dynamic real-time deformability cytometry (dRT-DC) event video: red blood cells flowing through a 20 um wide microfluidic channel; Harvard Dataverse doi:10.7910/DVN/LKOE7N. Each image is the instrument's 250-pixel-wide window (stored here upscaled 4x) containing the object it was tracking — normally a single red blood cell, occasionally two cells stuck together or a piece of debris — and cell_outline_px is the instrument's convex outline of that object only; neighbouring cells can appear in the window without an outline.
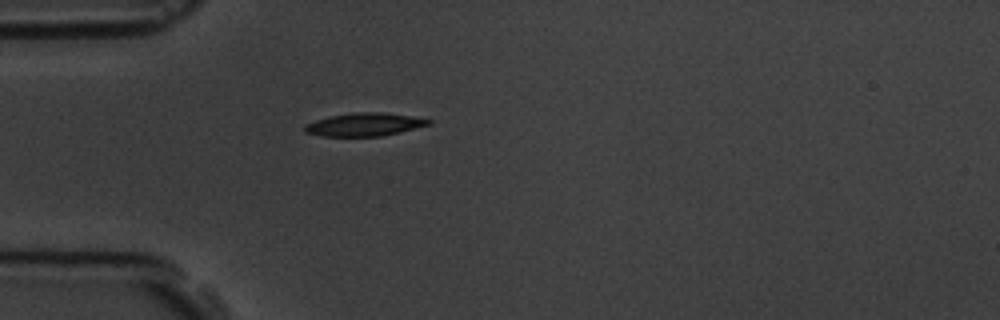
{"species": "common noctule bat (a hibernating species)", "species_latin": "Nyctalus noctula", "temperature_condition": "room temperature", "stored_images_in_passage": 1, "camera_frame_rate_fps": 3000, "um_per_image_px": 0.085, "animal": {"sex": "male", "body_mass_g": 19.5, "forearm_length_mm": 54.6}, "frame": {"image": 1, "passage_image": 1, "time_ms": 0.0, "image_size_px": [1000, 320], "cell_outline_px": [[432, 124], [384, 136], [320, 136], [304, 132], [304, 124], [316, 120], [332, 116], [352, 112], [384, 112], [432, 120]], "centroid_in_image_um": [30.96, 10.59], "position_along_channel_um": 54.0, "area_um2": 16.65}}